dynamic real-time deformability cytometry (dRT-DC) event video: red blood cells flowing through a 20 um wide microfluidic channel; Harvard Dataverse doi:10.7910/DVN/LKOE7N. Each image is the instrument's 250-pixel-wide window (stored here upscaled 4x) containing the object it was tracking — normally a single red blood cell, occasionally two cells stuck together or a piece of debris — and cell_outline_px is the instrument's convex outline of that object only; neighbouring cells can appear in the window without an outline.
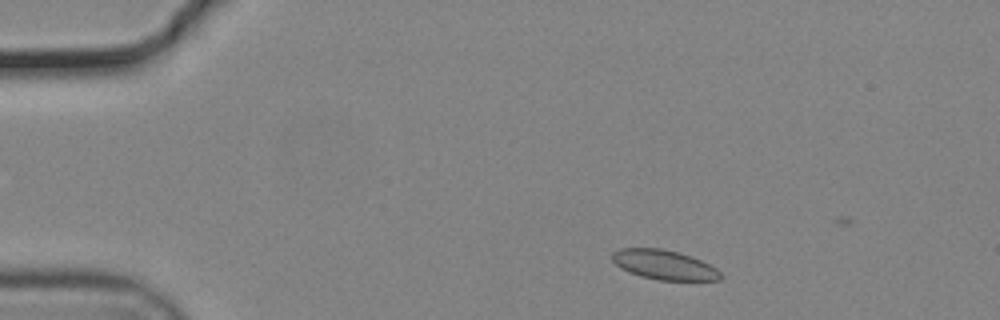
{"species": "common noctule bat (a hibernating species)", "species_latin": "Nyctalus noctula", "temperature_condition": "cold", "stored_images_in_passage": 10, "camera_frame_rate_fps": 3000, "um_per_image_px": 0.085, "animal": {"sex": "male", "body_mass_g": 19.2, "forearm_length_mm": 51.8}, "frame": {"image": 1, "passage_image": 4, "time_ms": 1.0, "image_size_px": [1000, 320], "cell_outline_px": [[720, 280], [656, 280], [640, 276], [628, 272], [620, 268], [612, 260], [612, 252], [620, 248], [660, 248], [692, 256], [716, 268], [720, 272]], "centroid_in_image_um": [56.4, 22.51], "position_along_channel_um": 28.6, "area_um2": 18.61}}